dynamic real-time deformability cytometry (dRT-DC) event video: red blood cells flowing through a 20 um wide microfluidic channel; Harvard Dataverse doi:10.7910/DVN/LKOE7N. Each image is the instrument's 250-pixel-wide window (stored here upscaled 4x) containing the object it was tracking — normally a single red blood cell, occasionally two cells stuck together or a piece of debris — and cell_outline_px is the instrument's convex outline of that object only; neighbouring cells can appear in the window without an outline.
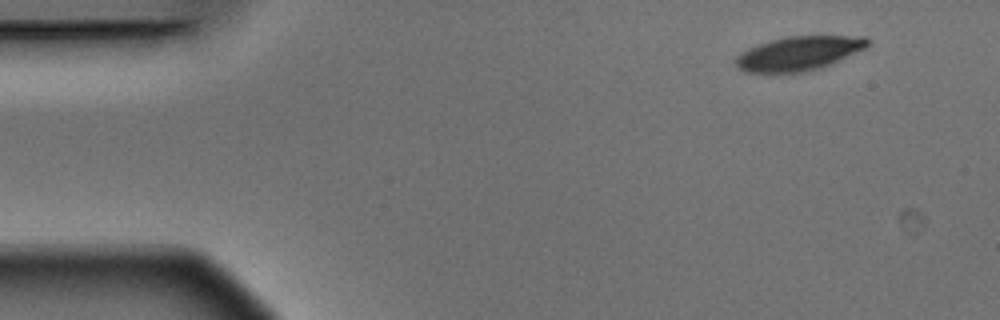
{"species": "Egyptian fruit bat (a non-hibernating species)", "species_latin": "Rousettus aegyptiacus", "temperature_condition": "warm", "stored_images_in_passage": 5, "camera_frame_rate_fps": 3000, "um_per_image_px": 0.085, "animal": {"sex": "male"}, "frame": {"image": 1, "passage_image": 1, "time_ms": 0.0, "image_size_px": [1000, 320], "cell_outline_px": [[872, 40], [864, 48], [820, 68], [804, 72], [744, 72], [736, 68], [736, 56], [740, 52], [748, 48], [772, 40], [788, 36], [868, 36]], "centroid_in_image_um": [67.87, 4.53], "position_along_channel_um": 17.1, "area_um2": 25.95}}
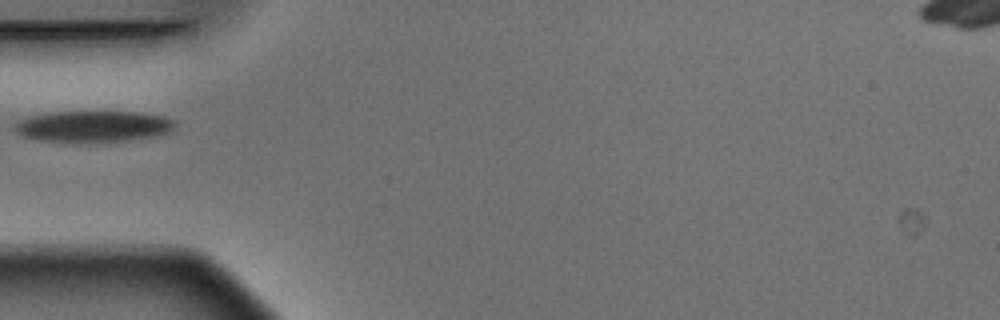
{"frame": {"image": 2, "passage_image": 4, "time_ms": 1.0, "image_size_px": [1000, 320], "cell_outline_px": [[176, 124], [172, 132], [156, 136], [104, 144], [88, 144], [40, 140], [24, 136], [16, 132], [16, 124], [20, 120], [32, 116], [56, 112], [136, 112], [160, 116], [172, 120]], "centroid_in_image_um": [7.98, 10.79], "position_along_channel_um": 77.0, "area_um2": 29.59}}
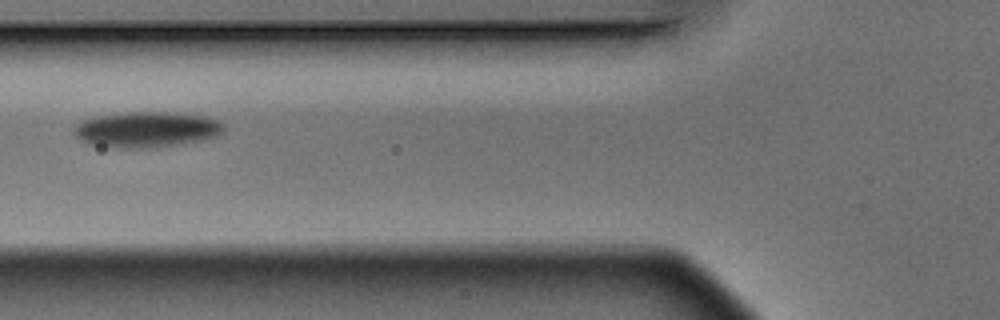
{"frame": {"image": 3, "passage_image": 5, "time_ms": 1.333, "image_size_px": [1000, 320], "cell_outline_px": [[224, 132], [216, 136], [204, 140], [184, 144], [148, 148], [124, 148], [88, 144], [80, 140], [72, 132], [76, 124], [80, 120], [100, 116], [128, 112], [168, 112], [204, 116], [216, 120], [224, 124]], "centroid_in_image_um": [12.46, 11.02], "position_along_channel_um": 113.3, "area_um2": 31.27}}